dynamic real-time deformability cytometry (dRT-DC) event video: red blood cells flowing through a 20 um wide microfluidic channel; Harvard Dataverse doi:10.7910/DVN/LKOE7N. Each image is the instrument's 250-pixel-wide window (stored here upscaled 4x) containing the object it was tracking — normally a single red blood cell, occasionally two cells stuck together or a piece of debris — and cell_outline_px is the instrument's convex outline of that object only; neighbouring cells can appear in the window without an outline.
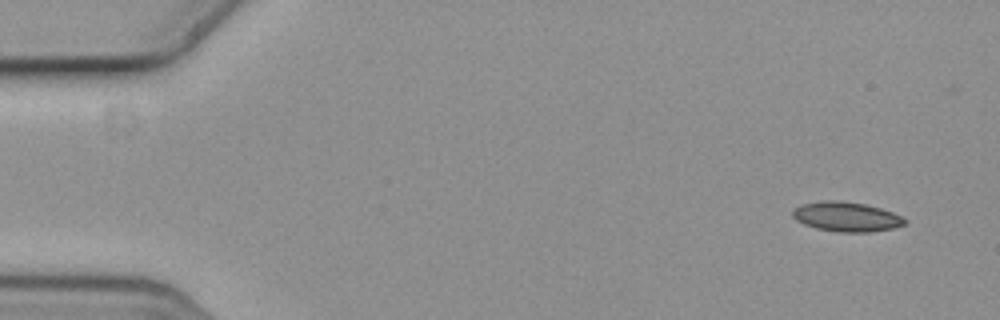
{"species": "common noctule bat (a hibernating species)", "species_latin": "Nyctalus noctula", "temperature_condition": "cold", "stored_images_in_passage": 5, "camera_frame_rate_fps": 3000, "um_per_image_px": 0.085, "animal": {"sex": "female", "body_mass_g": 19.3, "forearm_length_mm": 54.1}, "frame": {"image": 1, "passage_image": 1, "time_ms": 0.0, "image_size_px": [1000, 320], "cell_outline_px": [[908, 220], [904, 224], [892, 228], [872, 232], [840, 232], [816, 228], [804, 224], [796, 220], [792, 216], [792, 212], [796, 208], [804, 204], [824, 200], [836, 200], [864, 204], [880, 208], [892, 212]], "centroid_in_image_um": [71.95, 18.43], "position_along_channel_um": 13.1, "area_um2": 19.13}}
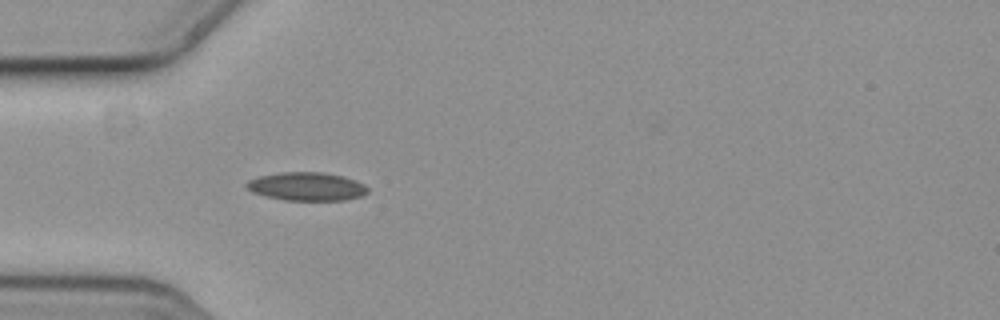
{"frame": {"image": 2, "passage_image": 5, "time_ms": 1.333, "image_size_px": [1000, 320], "cell_outline_px": [[368, 192], [364, 196], [344, 200], [284, 200], [252, 192], [244, 184], [248, 180], [260, 176], [280, 172], [320, 172], [344, 176], [364, 184], [368, 188]], "centroid_in_image_um": [26.09, 15.85], "position_along_channel_um": 58.9, "area_um2": 20.0}}